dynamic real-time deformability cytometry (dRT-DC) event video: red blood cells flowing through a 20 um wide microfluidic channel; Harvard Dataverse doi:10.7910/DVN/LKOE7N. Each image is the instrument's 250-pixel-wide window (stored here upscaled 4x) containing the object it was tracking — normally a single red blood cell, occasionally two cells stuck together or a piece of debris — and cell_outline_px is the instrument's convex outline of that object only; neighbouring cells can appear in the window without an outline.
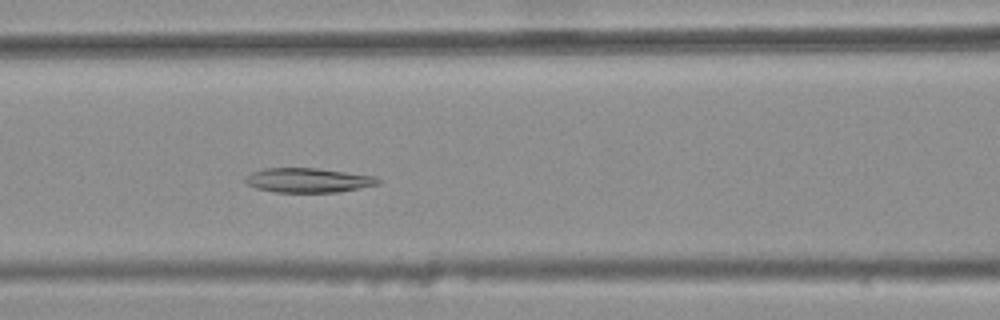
{"species": "common noctule bat (a hibernating species)", "species_latin": "Nyctalus noctula", "temperature_condition": "warm", "stored_images_in_passage": 30, "camera_frame_rate_fps": 3000, "um_per_image_px": 0.085, "animal": {"sex": "female", "body_mass_g": 25.1}, "frame": {"image": 1, "passage_image": 8, "time_ms": 2.333, "image_size_px": [1000, 320], "cell_outline_px": [[380, 184], [360, 188], [336, 192], [272, 192], [256, 188], [244, 184], [244, 176], [248, 172], [264, 168], [316, 168], [376, 176], [380, 180]], "centroid_in_image_um": [26.12, 15.32], "position_along_channel_um": 140.5, "area_um2": 19.19}}
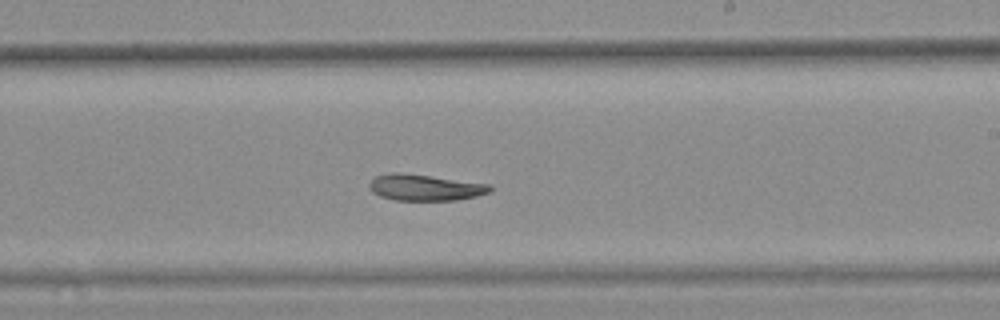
{"frame": {"image": 2, "passage_image": 17, "time_ms": 5.333, "image_size_px": [1000, 320], "cell_outline_px": [[492, 192], [476, 196], [456, 200], [396, 200], [380, 196], [372, 192], [368, 188], [368, 184], [376, 176], [392, 172], [400, 172], [432, 176], [492, 184]], "centroid_in_image_um": [36.14, 15.93], "position_along_channel_um": 252.9, "area_um2": 18.61}}
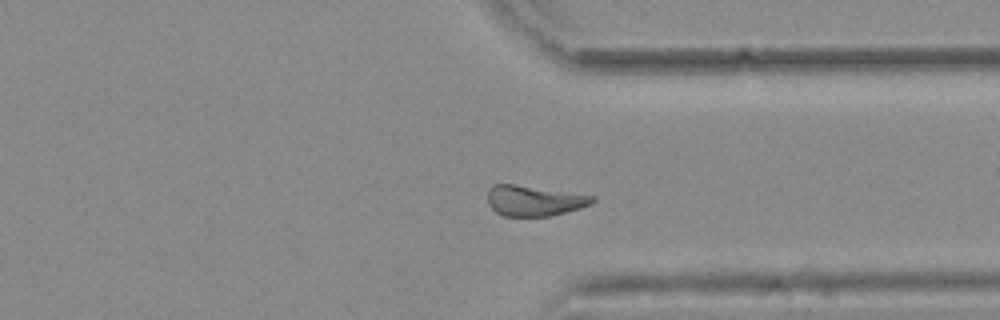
{"frame": {"image": 3, "passage_image": 26, "time_ms": 8.333, "image_size_px": [1000, 320], "cell_outline_px": [[596, 200], [592, 204], [580, 208], [548, 216], [504, 216], [496, 212], [488, 204], [488, 188], [496, 184], [516, 184], [596, 196]], "centroid_in_image_um": [45.41, 17.05], "position_along_channel_um": 366.0, "area_um2": 18.61}}